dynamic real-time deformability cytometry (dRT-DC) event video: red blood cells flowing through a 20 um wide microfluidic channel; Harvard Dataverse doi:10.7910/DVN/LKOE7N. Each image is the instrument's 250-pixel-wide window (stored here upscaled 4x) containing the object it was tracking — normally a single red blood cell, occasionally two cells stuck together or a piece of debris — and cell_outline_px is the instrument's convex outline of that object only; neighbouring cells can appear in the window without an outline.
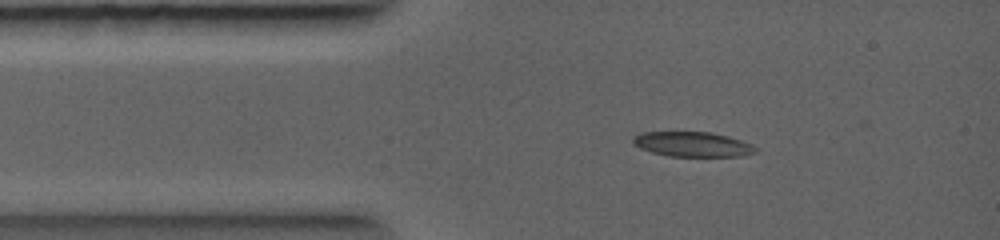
{"species": "common noctule bat (a hibernating species)", "species_latin": "Nyctalus noctula", "temperature_condition": "warm", "stored_images_in_passage": 3, "camera_frame_rate_fps": 5000, "um_per_image_px": 0.085, "animal": {"sex": "female", "body_mass_g": 19.0, "forearm_length_mm": 56.7}, "frame": {"image": 1, "passage_image": 1, "time_ms": 0.0, "image_size_px": [1000, 240], "cell_outline_px": [[752, 152], [736, 156], [672, 156], [652, 152], [636, 144], [632, 140], [636, 136], [644, 132], [712, 132], [736, 140], [744, 144]], "centroid_in_image_um": [58.7, 12.25], "position_along_channel_um": 26.3, "area_um2": 16.47}}
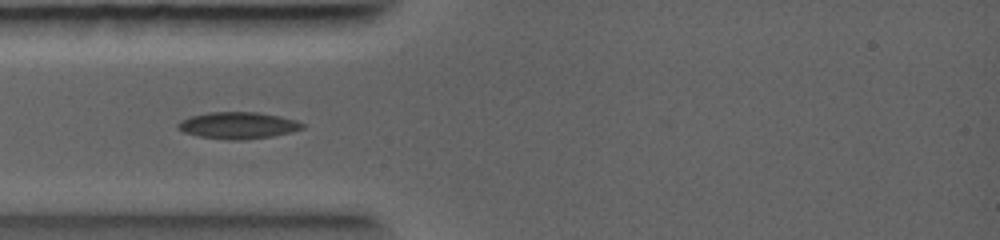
{"frame": {"image": 2, "passage_image": 2, "time_ms": 1.0, "image_size_px": [1000, 240], "cell_outline_px": [[304, 128], [288, 132], [268, 136], [200, 136], [184, 132], [180, 128], [180, 124], [184, 120], [192, 116], [208, 112], [256, 112], [276, 116], [292, 120], [304, 124]], "centroid_in_image_um": [20.24, 10.59], "position_along_channel_um": 64.8, "area_um2": 17.4}}